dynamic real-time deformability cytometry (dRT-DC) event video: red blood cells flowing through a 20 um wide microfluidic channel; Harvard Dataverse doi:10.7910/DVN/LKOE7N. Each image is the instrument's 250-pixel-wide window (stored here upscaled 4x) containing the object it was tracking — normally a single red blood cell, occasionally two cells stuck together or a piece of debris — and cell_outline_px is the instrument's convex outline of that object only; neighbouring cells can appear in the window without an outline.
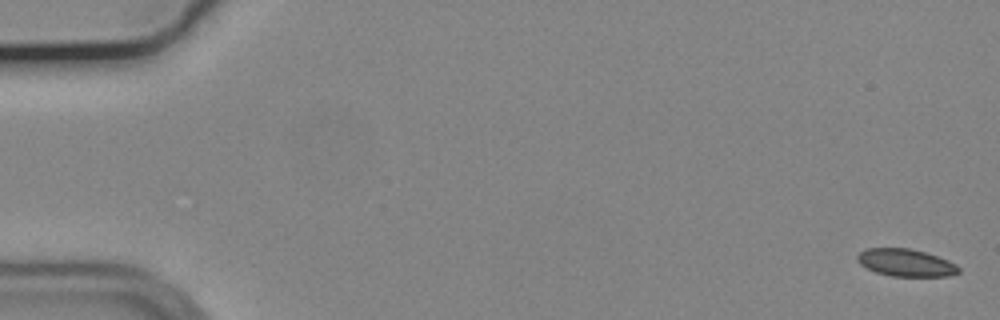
{"species": "common noctule bat (a hibernating species)", "species_latin": "Nyctalus noctula", "temperature_condition": "cold", "stored_images_in_passage": 13, "camera_frame_rate_fps": 3000, "um_per_image_px": 0.085, "animal": {"sex": "male", "body_mass_g": 19.2, "forearm_length_mm": 51.8}, "frame": {"image": 1, "passage_image": 1, "time_ms": 0.0, "image_size_px": [1000, 320], "cell_outline_px": [[960, 272], [948, 276], [892, 276], [876, 272], [860, 264], [856, 260], [856, 256], [864, 248], [908, 248], [924, 252], [948, 260], [956, 264], [960, 268]], "centroid_in_image_um": [76.98, 22.32], "position_along_channel_um": 8.0, "area_um2": 16.13}}
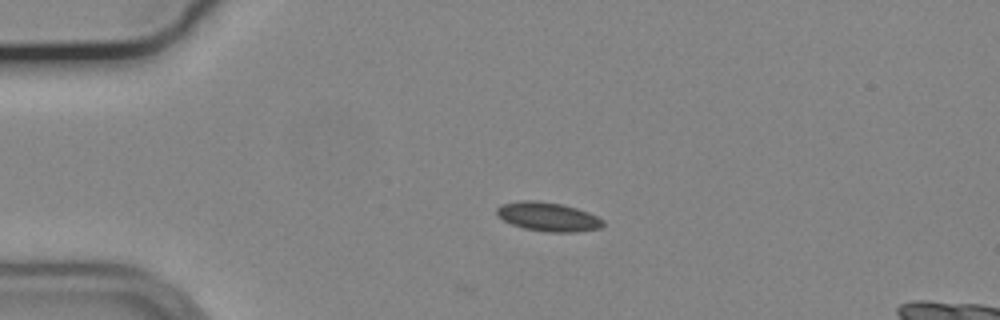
{"frame": {"image": 2, "passage_image": 13, "time_ms": 4.0, "image_size_px": [1000, 320], "cell_outline_px": [[604, 224], [600, 228], [572, 232], [548, 232], [524, 228], [512, 224], [504, 220], [496, 212], [496, 208], [500, 204], [520, 200], [536, 200], [560, 204], [576, 208], [588, 212], [604, 220]], "centroid_in_image_um": [46.57, 18.41], "position_along_channel_um": 38.4, "area_um2": 17.8}}